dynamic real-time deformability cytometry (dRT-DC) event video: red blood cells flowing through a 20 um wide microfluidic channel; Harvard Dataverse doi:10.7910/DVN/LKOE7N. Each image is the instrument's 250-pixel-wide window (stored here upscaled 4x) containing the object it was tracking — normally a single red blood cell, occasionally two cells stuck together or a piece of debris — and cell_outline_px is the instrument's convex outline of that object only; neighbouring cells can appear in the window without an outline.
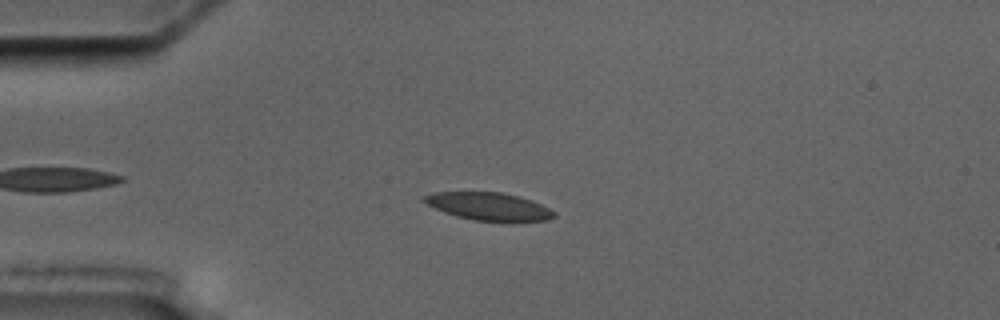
{"species": "common noctule bat (a hibernating species)", "species_latin": "Nyctalus noctula", "temperature_condition": "cold", "stored_images_in_passage": 4, "camera_frame_rate_fps": 3000, "um_per_image_px": 0.085, "animal": {"sex": "male", "body_mass_g": 17.5, "forearm_length_mm": 52.3}, "frame": {"image": 1, "passage_image": 4, "time_ms": 3.333, "image_size_px": [1000, 320], "cell_outline_px": [[556, 216], [548, 220], [512, 224], [472, 220], [456, 216], [444, 212], [420, 200], [424, 196], [436, 192], [500, 192], [520, 196], [532, 200], [556, 212]], "centroid_in_image_um": [41.63, 17.59], "position_along_channel_um": 43.4, "area_um2": 21.73}}